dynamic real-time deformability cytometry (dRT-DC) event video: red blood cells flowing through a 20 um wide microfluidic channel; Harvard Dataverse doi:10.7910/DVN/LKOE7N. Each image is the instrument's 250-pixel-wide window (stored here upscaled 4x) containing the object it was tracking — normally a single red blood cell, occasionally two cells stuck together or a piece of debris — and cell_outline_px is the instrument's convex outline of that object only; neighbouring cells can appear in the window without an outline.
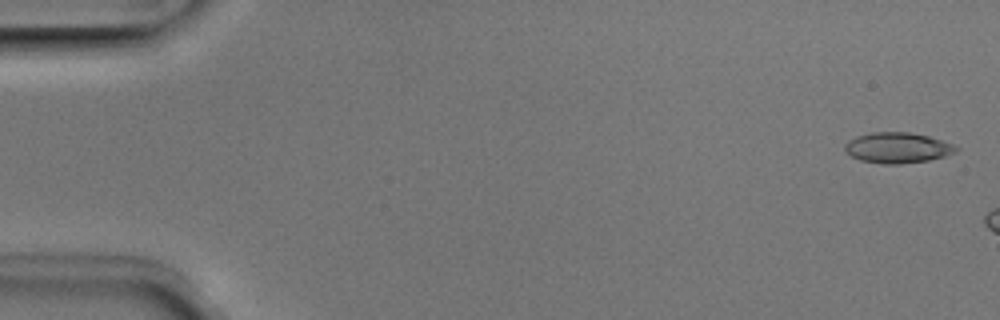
{"species": "Egyptian fruit bat (a non-hibernating species)", "species_latin": "Rousettus aegyptiacus", "temperature_condition": "room temperature", "stored_images_in_passage": 7, "camera_frame_rate_fps": 3000, "um_per_image_px": 0.085, "animal": {"sex": "male"}, "frame": {"image": 1, "passage_image": 2, "time_ms": 0.333, "image_size_px": [1000, 320], "cell_outline_px": [[960, 148], [956, 152], [944, 156], [928, 160], [900, 164], [884, 164], [860, 160], [852, 156], [844, 148], [844, 144], [848, 140], [856, 136], [872, 132], [908, 132], [928, 136], [952, 144]], "centroid_in_image_um": [76.27, 12.56], "position_along_channel_um": 8.7, "area_um2": 19.71}}